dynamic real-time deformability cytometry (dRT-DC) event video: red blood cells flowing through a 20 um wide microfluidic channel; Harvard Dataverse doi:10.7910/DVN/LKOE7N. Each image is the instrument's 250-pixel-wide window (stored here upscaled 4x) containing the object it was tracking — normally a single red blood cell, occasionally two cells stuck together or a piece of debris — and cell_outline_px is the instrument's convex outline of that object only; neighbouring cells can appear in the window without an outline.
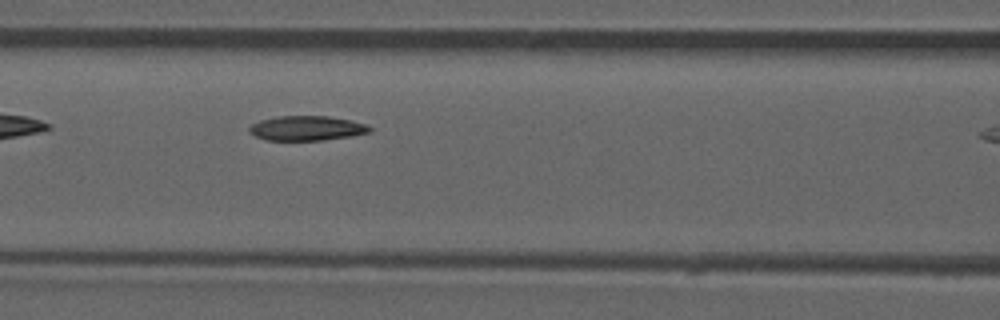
{"species": "common noctule bat (a hibernating species)", "species_latin": "Nyctalus noctula", "temperature_condition": "room temperature", "stored_images_in_passage": 8, "camera_frame_rate_fps": 3000, "um_per_image_px": 0.085, "animal": {"sex": "male", "forearm_length_mm": 52.5}, "frame": {"image": 1, "passage_image": 7, "time_ms": 2.0, "image_size_px": [1000, 320], "cell_outline_px": [[372, 132], [352, 136], [320, 140], [264, 140], [248, 132], [248, 128], [252, 124], [260, 120], [276, 116], [328, 116], [368, 124], [372, 128]], "centroid_in_image_um": [26.07, 10.9], "position_along_channel_um": 140.5, "area_um2": 17.4}}